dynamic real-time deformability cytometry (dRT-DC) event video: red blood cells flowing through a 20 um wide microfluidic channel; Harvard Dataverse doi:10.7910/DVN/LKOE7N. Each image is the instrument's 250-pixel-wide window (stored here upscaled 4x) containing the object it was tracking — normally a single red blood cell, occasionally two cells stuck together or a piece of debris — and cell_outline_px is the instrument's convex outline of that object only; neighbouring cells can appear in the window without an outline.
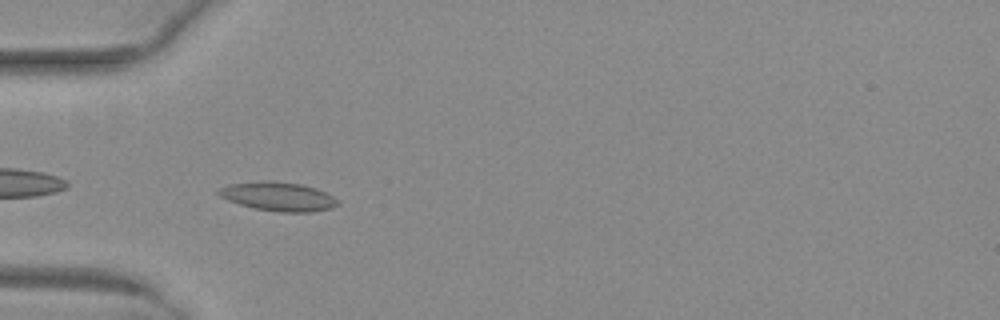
{"species": "common noctule bat (a hibernating species)", "species_latin": "Nyctalus noctula", "temperature_condition": "warm", "stored_images_in_passage": 37, "camera_frame_rate_fps": 3000, "um_per_image_px": 0.085, "animal": {"sex": "female", "body_mass_g": 29.2, "forearm_length_mm": 56.3}, "frame": {"image": 1, "passage_image": 2, "time_ms": 0.333, "image_size_px": [1000, 320], "cell_outline_px": [[340, 204], [332, 208], [312, 212], [280, 212], [256, 208], [240, 204], [228, 200], [220, 196], [216, 192], [216, 188], [228, 184], [268, 180], [272, 180], [300, 184], [316, 188], [340, 200]], "centroid_in_image_um": [23.65, 16.69], "position_along_channel_um": 61.4, "area_um2": 20.17}}
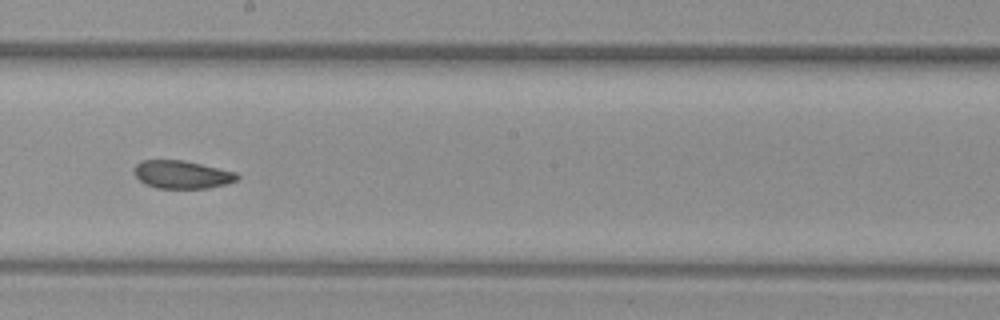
{"frame": {"image": 2, "passage_image": 15, "time_ms": 4.667, "image_size_px": [1000, 320], "cell_outline_px": [[240, 180], [208, 188], [156, 188], [144, 184], [136, 176], [136, 164], [140, 160], [184, 160], [236, 172], [240, 176]], "centroid_in_image_um": [15.5, 14.84], "position_along_channel_um": 232.7, "area_um2": 16.76}}
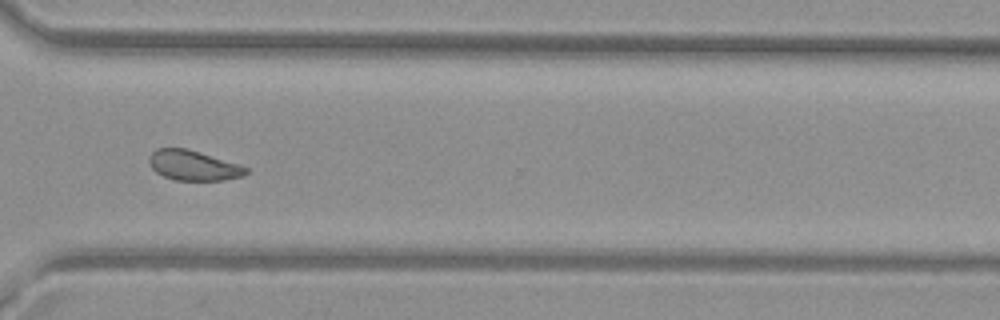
{"frame": {"image": 3, "passage_image": 24, "time_ms": 7.667, "image_size_px": [1000, 320], "cell_outline_px": [[248, 172], [244, 176], [224, 180], [176, 180], [164, 176], [156, 172], [152, 168], [148, 160], [148, 156], [156, 148], [188, 148], [248, 168]], "centroid_in_image_um": [16.4, 14.06], "position_along_channel_um": 354.2, "area_um2": 16.82}, "authors_computed_cell_mechanics": {"area_um2": 17.7446, "velocity_mm_per_s": 4.0415, "shape_relaxation_time_tau1_ms": 10.3244, "shape_relaxation_time_tau2_ms": 2.4692, "deformation_change_tau1": 0.2013, "deformation_change_tau2": 0.0815}}